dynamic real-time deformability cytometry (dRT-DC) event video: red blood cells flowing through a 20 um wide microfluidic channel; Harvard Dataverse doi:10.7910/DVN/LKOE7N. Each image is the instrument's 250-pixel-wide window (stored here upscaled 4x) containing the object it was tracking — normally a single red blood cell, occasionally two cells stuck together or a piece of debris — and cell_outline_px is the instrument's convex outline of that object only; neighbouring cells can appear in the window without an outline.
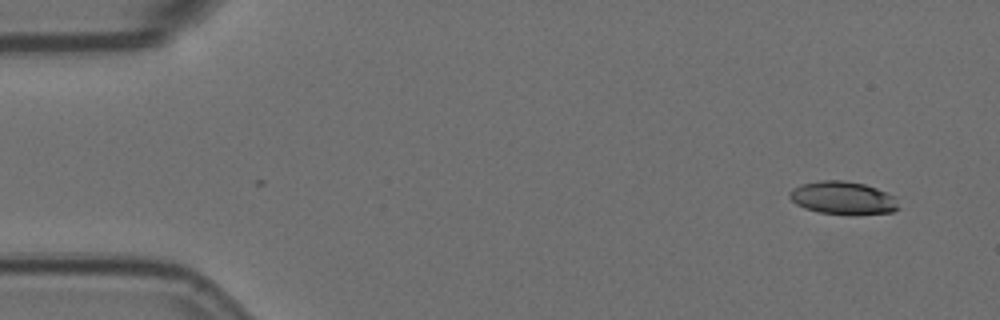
{"species": "Egyptian fruit bat (a non-hibernating species)", "species_latin": "Rousettus aegyptiacus", "temperature_condition": "room temperature", "stored_images_in_passage": 9, "camera_frame_rate_fps": 3000, "um_per_image_px": 0.085, "animal": {"sex": "female"}, "frame": {"image": 1, "passage_image": 1, "time_ms": 0.0, "image_size_px": [1000, 320], "cell_outline_px": [[900, 208], [892, 212], [820, 212], [804, 208], [796, 204], [788, 196], [788, 192], [792, 188], [800, 184], [820, 180], [844, 180], [864, 184], [876, 188], [896, 196]], "centroid_in_image_um": [71.61, 16.77], "position_along_channel_um": 13.4, "area_um2": 20.4}}
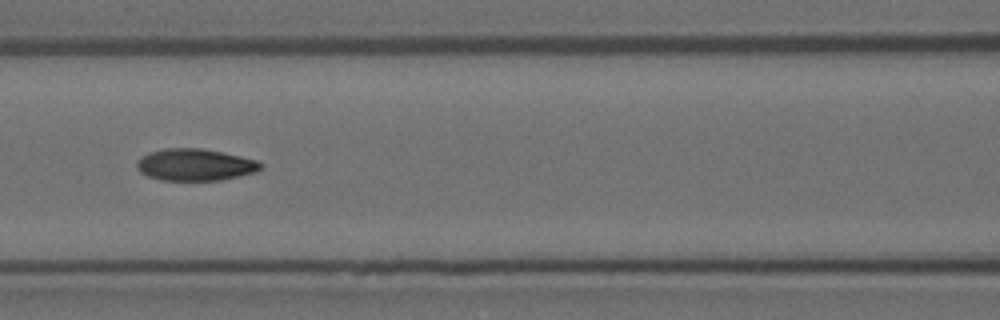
{"frame": {"image": 2, "passage_image": 7, "time_ms": 2.0, "image_size_px": [1000, 320], "cell_outline_px": [[260, 168], [256, 172], [240, 176], [220, 180], [160, 180], [148, 176], [140, 172], [136, 168], [136, 164], [144, 156], [152, 152], [164, 148], [200, 148], [240, 156], [256, 160], [260, 164]], "centroid_in_image_um": [16.57, 14.01], "position_along_channel_um": 150.0, "area_um2": 22.66}}
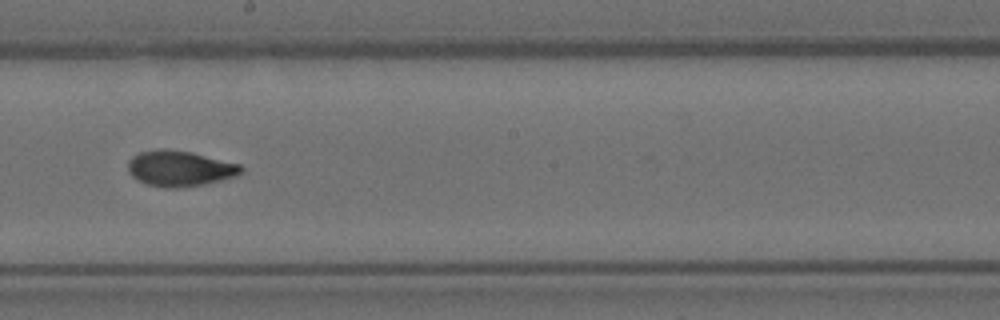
{"frame": {"image": 3, "passage_image": 9, "time_ms": 2.667, "image_size_px": [1000, 320], "cell_outline_px": [[244, 172], [236, 176], [204, 184], [176, 188], [164, 188], [148, 184], [136, 180], [128, 172], [128, 160], [132, 156], [140, 152], [160, 148], [164, 148], [192, 152], [240, 164], [244, 168]], "centroid_in_image_um": [15.27, 14.31], "position_along_channel_um": 232.9, "area_um2": 23.7}}